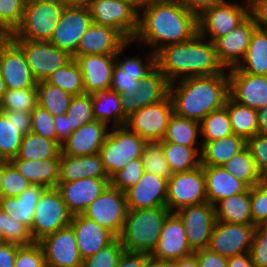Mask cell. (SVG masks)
Instances as JSON below:
<instances>
[{
  "label": "cell",
  "instance_id": "obj_19",
  "mask_svg": "<svg viewBox=\"0 0 267 267\" xmlns=\"http://www.w3.org/2000/svg\"><path fill=\"white\" fill-rule=\"evenodd\" d=\"M229 95L241 105L258 110L267 106V75H255L238 70L227 69Z\"/></svg>",
  "mask_w": 267,
  "mask_h": 267
},
{
  "label": "cell",
  "instance_id": "obj_74",
  "mask_svg": "<svg viewBox=\"0 0 267 267\" xmlns=\"http://www.w3.org/2000/svg\"><path fill=\"white\" fill-rule=\"evenodd\" d=\"M9 36L0 28V44H2Z\"/></svg>",
  "mask_w": 267,
  "mask_h": 267
},
{
  "label": "cell",
  "instance_id": "obj_13",
  "mask_svg": "<svg viewBox=\"0 0 267 267\" xmlns=\"http://www.w3.org/2000/svg\"><path fill=\"white\" fill-rule=\"evenodd\" d=\"M173 113L172 102L168 95L165 99L132 113L127 118L125 126L147 142H160L165 136Z\"/></svg>",
  "mask_w": 267,
  "mask_h": 267
},
{
  "label": "cell",
  "instance_id": "obj_34",
  "mask_svg": "<svg viewBox=\"0 0 267 267\" xmlns=\"http://www.w3.org/2000/svg\"><path fill=\"white\" fill-rule=\"evenodd\" d=\"M201 142L202 166H222L247 146V140L234 133L218 140Z\"/></svg>",
  "mask_w": 267,
  "mask_h": 267
},
{
  "label": "cell",
  "instance_id": "obj_5",
  "mask_svg": "<svg viewBox=\"0 0 267 267\" xmlns=\"http://www.w3.org/2000/svg\"><path fill=\"white\" fill-rule=\"evenodd\" d=\"M65 7L57 0H26L21 24L9 38L49 41Z\"/></svg>",
  "mask_w": 267,
  "mask_h": 267
},
{
  "label": "cell",
  "instance_id": "obj_17",
  "mask_svg": "<svg viewBox=\"0 0 267 267\" xmlns=\"http://www.w3.org/2000/svg\"><path fill=\"white\" fill-rule=\"evenodd\" d=\"M182 220L188 244L195 252L208 248L210 237L216 222L214 205L205 202L186 206L175 212Z\"/></svg>",
  "mask_w": 267,
  "mask_h": 267
},
{
  "label": "cell",
  "instance_id": "obj_52",
  "mask_svg": "<svg viewBox=\"0 0 267 267\" xmlns=\"http://www.w3.org/2000/svg\"><path fill=\"white\" fill-rule=\"evenodd\" d=\"M124 251L119 238H115L110 244L97 251L94 255L84 259L82 267H116Z\"/></svg>",
  "mask_w": 267,
  "mask_h": 267
},
{
  "label": "cell",
  "instance_id": "obj_37",
  "mask_svg": "<svg viewBox=\"0 0 267 267\" xmlns=\"http://www.w3.org/2000/svg\"><path fill=\"white\" fill-rule=\"evenodd\" d=\"M249 74L267 75V30L256 28L244 58L236 66Z\"/></svg>",
  "mask_w": 267,
  "mask_h": 267
},
{
  "label": "cell",
  "instance_id": "obj_57",
  "mask_svg": "<svg viewBox=\"0 0 267 267\" xmlns=\"http://www.w3.org/2000/svg\"><path fill=\"white\" fill-rule=\"evenodd\" d=\"M14 267H46L44 251L39 242L19 246Z\"/></svg>",
  "mask_w": 267,
  "mask_h": 267
},
{
  "label": "cell",
  "instance_id": "obj_61",
  "mask_svg": "<svg viewBox=\"0 0 267 267\" xmlns=\"http://www.w3.org/2000/svg\"><path fill=\"white\" fill-rule=\"evenodd\" d=\"M258 28L267 30V0H246Z\"/></svg>",
  "mask_w": 267,
  "mask_h": 267
},
{
  "label": "cell",
  "instance_id": "obj_15",
  "mask_svg": "<svg viewBox=\"0 0 267 267\" xmlns=\"http://www.w3.org/2000/svg\"><path fill=\"white\" fill-rule=\"evenodd\" d=\"M91 24L92 18L88 6L65 7L49 42L73 58L82 35Z\"/></svg>",
  "mask_w": 267,
  "mask_h": 267
},
{
  "label": "cell",
  "instance_id": "obj_24",
  "mask_svg": "<svg viewBox=\"0 0 267 267\" xmlns=\"http://www.w3.org/2000/svg\"><path fill=\"white\" fill-rule=\"evenodd\" d=\"M168 179L143 173L136 185L125 193L128 209H152L166 206Z\"/></svg>",
  "mask_w": 267,
  "mask_h": 267
},
{
  "label": "cell",
  "instance_id": "obj_53",
  "mask_svg": "<svg viewBox=\"0 0 267 267\" xmlns=\"http://www.w3.org/2000/svg\"><path fill=\"white\" fill-rule=\"evenodd\" d=\"M30 185L10 161L4 160L1 196L18 197Z\"/></svg>",
  "mask_w": 267,
  "mask_h": 267
},
{
  "label": "cell",
  "instance_id": "obj_75",
  "mask_svg": "<svg viewBox=\"0 0 267 267\" xmlns=\"http://www.w3.org/2000/svg\"><path fill=\"white\" fill-rule=\"evenodd\" d=\"M133 2L138 8L141 7V5L146 1V0H128Z\"/></svg>",
  "mask_w": 267,
  "mask_h": 267
},
{
  "label": "cell",
  "instance_id": "obj_3",
  "mask_svg": "<svg viewBox=\"0 0 267 267\" xmlns=\"http://www.w3.org/2000/svg\"><path fill=\"white\" fill-rule=\"evenodd\" d=\"M229 96L227 70L211 76L188 77L169 85L174 114L199 123L212 111L225 106Z\"/></svg>",
  "mask_w": 267,
  "mask_h": 267
},
{
  "label": "cell",
  "instance_id": "obj_14",
  "mask_svg": "<svg viewBox=\"0 0 267 267\" xmlns=\"http://www.w3.org/2000/svg\"><path fill=\"white\" fill-rule=\"evenodd\" d=\"M133 41H128L115 55L116 65L113 69L111 90L119 94H130L137 92L140 88L139 80L149 73L155 66V54L151 51L147 53V58L137 54L121 60V55L128 49Z\"/></svg>",
  "mask_w": 267,
  "mask_h": 267
},
{
  "label": "cell",
  "instance_id": "obj_50",
  "mask_svg": "<svg viewBox=\"0 0 267 267\" xmlns=\"http://www.w3.org/2000/svg\"><path fill=\"white\" fill-rule=\"evenodd\" d=\"M145 172L169 179L172 175L159 142H147L141 155Z\"/></svg>",
  "mask_w": 267,
  "mask_h": 267
},
{
  "label": "cell",
  "instance_id": "obj_32",
  "mask_svg": "<svg viewBox=\"0 0 267 267\" xmlns=\"http://www.w3.org/2000/svg\"><path fill=\"white\" fill-rule=\"evenodd\" d=\"M10 162L32 185L57 188L59 184L60 158L26 160L14 157Z\"/></svg>",
  "mask_w": 267,
  "mask_h": 267
},
{
  "label": "cell",
  "instance_id": "obj_25",
  "mask_svg": "<svg viewBox=\"0 0 267 267\" xmlns=\"http://www.w3.org/2000/svg\"><path fill=\"white\" fill-rule=\"evenodd\" d=\"M110 185V179L84 178L59 182L57 189L73 215L83 214L87 207Z\"/></svg>",
  "mask_w": 267,
  "mask_h": 267
},
{
  "label": "cell",
  "instance_id": "obj_68",
  "mask_svg": "<svg viewBox=\"0 0 267 267\" xmlns=\"http://www.w3.org/2000/svg\"><path fill=\"white\" fill-rule=\"evenodd\" d=\"M167 267H198V262L196 256L193 254L186 258L168 262Z\"/></svg>",
  "mask_w": 267,
  "mask_h": 267
},
{
  "label": "cell",
  "instance_id": "obj_10",
  "mask_svg": "<svg viewBox=\"0 0 267 267\" xmlns=\"http://www.w3.org/2000/svg\"><path fill=\"white\" fill-rule=\"evenodd\" d=\"M24 53L36 82L46 81L58 68L67 64L72 56L49 41L11 39Z\"/></svg>",
  "mask_w": 267,
  "mask_h": 267
},
{
  "label": "cell",
  "instance_id": "obj_18",
  "mask_svg": "<svg viewBox=\"0 0 267 267\" xmlns=\"http://www.w3.org/2000/svg\"><path fill=\"white\" fill-rule=\"evenodd\" d=\"M193 254L182 220L175 212H171L164 221L160 238L150 257L168 263Z\"/></svg>",
  "mask_w": 267,
  "mask_h": 267
},
{
  "label": "cell",
  "instance_id": "obj_48",
  "mask_svg": "<svg viewBox=\"0 0 267 267\" xmlns=\"http://www.w3.org/2000/svg\"><path fill=\"white\" fill-rule=\"evenodd\" d=\"M65 114L72 131H76L79 127L95 120L92 94L83 93L74 96Z\"/></svg>",
  "mask_w": 267,
  "mask_h": 267
},
{
  "label": "cell",
  "instance_id": "obj_43",
  "mask_svg": "<svg viewBox=\"0 0 267 267\" xmlns=\"http://www.w3.org/2000/svg\"><path fill=\"white\" fill-rule=\"evenodd\" d=\"M36 88L38 105L46 109L53 117L66 113L73 95L46 81L37 82Z\"/></svg>",
  "mask_w": 267,
  "mask_h": 267
},
{
  "label": "cell",
  "instance_id": "obj_40",
  "mask_svg": "<svg viewBox=\"0 0 267 267\" xmlns=\"http://www.w3.org/2000/svg\"><path fill=\"white\" fill-rule=\"evenodd\" d=\"M201 136L200 123L191 119L180 117L173 113L171 116L165 136L160 142H172L184 146H196ZM198 142V143H197Z\"/></svg>",
  "mask_w": 267,
  "mask_h": 267
},
{
  "label": "cell",
  "instance_id": "obj_42",
  "mask_svg": "<svg viewBox=\"0 0 267 267\" xmlns=\"http://www.w3.org/2000/svg\"><path fill=\"white\" fill-rule=\"evenodd\" d=\"M23 134L15 124V111L0 110V157L10 161L16 157Z\"/></svg>",
  "mask_w": 267,
  "mask_h": 267
},
{
  "label": "cell",
  "instance_id": "obj_23",
  "mask_svg": "<svg viewBox=\"0 0 267 267\" xmlns=\"http://www.w3.org/2000/svg\"><path fill=\"white\" fill-rule=\"evenodd\" d=\"M256 28V22L249 15L235 29L213 42L217 57L226 69L236 67L244 58Z\"/></svg>",
  "mask_w": 267,
  "mask_h": 267
},
{
  "label": "cell",
  "instance_id": "obj_63",
  "mask_svg": "<svg viewBox=\"0 0 267 267\" xmlns=\"http://www.w3.org/2000/svg\"><path fill=\"white\" fill-rule=\"evenodd\" d=\"M18 245L0 242V267H14Z\"/></svg>",
  "mask_w": 267,
  "mask_h": 267
},
{
  "label": "cell",
  "instance_id": "obj_67",
  "mask_svg": "<svg viewBox=\"0 0 267 267\" xmlns=\"http://www.w3.org/2000/svg\"><path fill=\"white\" fill-rule=\"evenodd\" d=\"M228 267H255L249 253L228 257Z\"/></svg>",
  "mask_w": 267,
  "mask_h": 267
},
{
  "label": "cell",
  "instance_id": "obj_65",
  "mask_svg": "<svg viewBox=\"0 0 267 267\" xmlns=\"http://www.w3.org/2000/svg\"><path fill=\"white\" fill-rule=\"evenodd\" d=\"M181 5L199 16L205 9L222 3L224 0H177Z\"/></svg>",
  "mask_w": 267,
  "mask_h": 267
},
{
  "label": "cell",
  "instance_id": "obj_7",
  "mask_svg": "<svg viewBox=\"0 0 267 267\" xmlns=\"http://www.w3.org/2000/svg\"><path fill=\"white\" fill-rule=\"evenodd\" d=\"M73 214L69 211L57 188H47L36 205L30 229L34 242L59 229L70 226Z\"/></svg>",
  "mask_w": 267,
  "mask_h": 267
},
{
  "label": "cell",
  "instance_id": "obj_60",
  "mask_svg": "<svg viewBox=\"0 0 267 267\" xmlns=\"http://www.w3.org/2000/svg\"><path fill=\"white\" fill-rule=\"evenodd\" d=\"M194 255L197 258L198 267H228V258L209 248L197 250Z\"/></svg>",
  "mask_w": 267,
  "mask_h": 267
},
{
  "label": "cell",
  "instance_id": "obj_31",
  "mask_svg": "<svg viewBox=\"0 0 267 267\" xmlns=\"http://www.w3.org/2000/svg\"><path fill=\"white\" fill-rule=\"evenodd\" d=\"M205 175L207 201L215 205L221 199L246 192L249 187L223 166H202Z\"/></svg>",
  "mask_w": 267,
  "mask_h": 267
},
{
  "label": "cell",
  "instance_id": "obj_45",
  "mask_svg": "<svg viewBox=\"0 0 267 267\" xmlns=\"http://www.w3.org/2000/svg\"><path fill=\"white\" fill-rule=\"evenodd\" d=\"M46 82L60 87L73 96L85 93L83 75L78 62L74 58L53 72Z\"/></svg>",
  "mask_w": 267,
  "mask_h": 267
},
{
  "label": "cell",
  "instance_id": "obj_64",
  "mask_svg": "<svg viewBox=\"0 0 267 267\" xmlns=\"http://www.w3.org/2000/svg\"><path fill=\"white\" fill-rule=\"evenodd\" d=\"M54 125L57 134V143L61 146L73 132L69 127L66 114L54 116Z\"/></svg>",
  "mask_w": 267,
  "mask_h": 267
},
{
  "label": "cell",
  "instance_id": "obj_41",
  "mask_svg": "<svg viewBox=\"0 0 267 267\" xmlns=\"http://www.w3.org/2000/svg\"><path fill=\"white\" fill-rule=\"evenodd\" d=\"M60 152L61 146L56 141L29 132L23 136L16 158L26 160L60 158Z\"/></svg>",
  "mask_w": 267,
  "mask_h": 267
},
{
  "label": "cell",
  "instance_id": "obj_36",
  "mask_svg": "<svg viewBox=\"0 0 267 267\" xmlns=\"http://www.w3.org/2000/svg\"><path fill=\"white\" fill-rule=\"evenodd\" d=\"M250 188L241 194L218 201L215 207L216 221L252 224Z\"/></svg>",
  "mask_w": 267,
  "mask_h": 267
},
{
  "label": "cell",
  "instance_id": "obj_20",
  "mask_svg": "<svg viewBox=\"0 0 267 267\" xmlns=\"http://www.w3.org/2000/svg\"><path fill=\"white\" fill-rule=\"evenodd\" d=\"M46 267H82L74 231L71 226L59 229L39 241Z\"/></svg>",
  "mask_w": 267,
  "mask_h": 267
},
{
  "label": "cell",
  "instance_id": "obj_26",
  "mask_svg": "<svg viewBox=\"0 0 267 267\" xmlns=\"http://www.w3.org/2000/svg\"><path fill=\"white\" fill-rule=\"evenodd\" d=\"M128 40L115 28L93 23L82 35L74 59L82 55H116Z\"/></svg>",
  "mask_w": 267,
  "mask_h": 267
},
{
  "label": "cell",
  "instance_id": "obj_70",
  "mask_svg": "<svg viewBox=\"0 0 267 267\" xmlns=\"http://www.w3.org/2000/svg\"><path fill=\"white\" fill-rule=\"evenodd\" d=\"M66 7L70 6H88L89 0H57Z\"/></svg>",
  "mask_w": 267,
  "mask_h": 267
},
{
  "label": "cell",
  "instance_id": "obj_39",
  "mask_svg": "<svg viewBox=\"0 0 267 267\" xmlns=\"http://www.w3.org/2000/svg\"><path fill=\"white\" fill-rule=\"evenodd\" d=\"M233 133L246 140L258 133V113L254 108L241 105L230 96L225 103Z\"/></svg>",
  "mask_w": 267,
  "mask_h": 267
},
{
  "label": "cell",
  "instance_id": "obj_54",
  "mask_svg": "<svg viewBox=\"0 0 267 267\" xmlns=\"http://www.w3.org/2000/svg\"><path fill=\"white\" fill-rule=\"evenodd\" d=\"M252 224H267V180H263L250 188Z\"/></svg>",
  "mask_w": 267,
  "mask_h": 267
},
{
  "label": "cell",
  "instance_id": "obj_4",
  "mask_svg": "<svg viewBox=\"0 0 267 267\" xmlns=\"http://www.w3.org/2000/svg\"><path fill=\"white\" fill-rule=\"evenodd\" d=\"M171 212L167 206L152 209H128L125 224L118 237L126 252L151 254L162 226Z\"/></svg>",
  "mask_w": 267,
  "mask_h": 267
},
{
  "label": "cell",
  "instance_id": "obj_35",
  "mask_svg": "<svg viewBox=\"0 0 267 267\" xmlns=\"http://www.w3.org/2000/svg\"><path fill=\"white\" fill-rule=\"evenodd\" d=\"M92 100L95 120L103 122L111 128L125 126L128 117L121 107L119 93L110 88L98 90L92 94Z\"/></svg>",
  "mask_w": 267,
  "mask_h": 267
},
{
  "label": "cell",
  "instance_id": "obj_16",
  "mask_svg": "<svg viewBox=\"0 0 267 267\" xmlns=\"http://www.w3.org/2000/svg\"><path fill=\"white\" fill-rule=\"evenodd\" d=\"M254 224H238L216 221L208 248L225 257L249 253Z\"/></svg>",
  "mask_w": 267,
  "mask_h": 267
},
{
  "label": "cell",
  "instance_id": "obj_2",
  "mask_svg": "<svg viewBox=\"0 0 267 267\" xmlns=\"http://www.w3.org/2000/svg\"><path fill=\"white\" fill-rule=\"evenodd\" d=\"M156 67L169 83L196 76H211L227 69L219 61L215 45L197 33L191 40L167 45L155 53Z\"/></svg>",
  "mask_w": 267,
  "mask_h": 267
},
{
  "label": "cell",
  "instance_id": "obj_47",
  "mask_svg": "<svg viewBox=\"0 0 267 267\" xmlns=\"http://www.w3.org/2000/svg\"><path fill=\"white\" fill-rule=\"evenodd\" d=\"M0 241L18 246H27L34 242L30 229L11 218L0 209Z\"/></svg>",
  "mask_w": 267,
  "mask_h": 267
},
{
  "label": "cell",
  "instance_id": "obj_44",
  "mask_svg": "<svg viewBox=\"0 0 267 267\" xmlns=\"http://www.w3.org/2000/svg\"><path fill=\"white\" fill-rule=\"evenodd\" d=\"M222 166L249 188L263 181L256 162L247 146Z\"/></svg>",
  "mask_w": 267,
  "mask_h": 267
},
{
  "label": "cell",
  "instance_id": "obj_28",
  "mask_svg": "<svg viewBox=\"0 0 267 267\" xmlns=\"http://www.w3.org/2000/svg\"><path fill=\"white\" fill-rule=\"evenodd\" d=\"M78 62L83 79L85 93L94 94L98 90L111 88L115 55L90 54L79 56Z\"/></svg>",
  "mask_w": 267,
  "mask_h": 267
},
{
  "label": "cell",
  "instance_id": "obj_73",
  "mask_svg": "<svg viewBox=\"0 0 267 267\" xmlns=\"http://www.w3.org/2000/svg\"><path fill=\"white\" fill-rule=\"evenodd\" d=\"M3 169H4V160L0 162V197H1V187H2V179H3Z\"/></svg>",
  "mask_w": 267,
  "mask_h": 267
},
{
  "label": "cell",
  "instance_id": "obj_22",
  "mask_svg": "<svg viewBox=\"0 0 267 267\" xmlns=\"http://www.w3.org/2000/svg\"><path fill=\"white\" fill-rule=\"evenodd\" d=\"M0 74L7 89L36 88L24 53L9 37L0 45Z\"/></svg>",
  "mask_w": 267,
  "mask_h": 267
},
{
  "label": "cell",
  "instance_id": "obj_55",
  "mask_svg": "<svg viewBox=\"0 0 267 267\" xmlns=\"http://www.w3.org/2000/svg\"><path fill=\"white\" fill-rule=\"evenodd\" d=\"M143 173L144 168L141 158L129 161L122 170L116 172L110 178V185L125 192L130 187L136 185Z\"/></svg>",
  "mask_w": 267,
  "mask_h": 267
},
{
  "label": "cell",
  "instance_id": "obj_21",
  "mask_svg": "<svg viewBox=\"0 0 267 267\" xmlns=\"http://www.w3.org/2000/svg\"><path fill=\"white\" fill-rule=\"evenodd\" d=\"M169 81L155 66L139 80V89L130 94H119L124 114L129 117L137 110L165 99L169 95Z\"/></svg>",
  "mask_w": 267,
  "mask_h": 267
},
{
  "label": "cell",
  "instance_id": "obj_12",
  "mask_svg": "<svg viewBox=\"0 0 267 267\" xmlns=\"http://www.w3.org/2000/svg\"><path fill=\"white\" fill-rule=\"evenodd\" d=\"M127 212L125 193L109 185L99 197L91 202L82 215L97 222L118 238L125 224Z\"/></svg>",
  "mask_w": 267,
  "mask_h": 267
},
{
  "label": "cell",
  "instance_id": "obj_33",
  "mask_svg": "<svg viewBox=\"0 0 267 267\" xmlns=\"http://www.w3.org/2000/svg\"><path fill=\"white\" fill-rule=\"evenodd\" d=\"M46 189L45 186L31 184L18 197L1 196L0 209L31 229L36 205Z\"/></svg>",
  "mask_w": 267,
  "mask_h": 267
},
{
  "label": "cell",
  "instance_id": "obj_29",
  "mask_svg": "<svg viewBox=\"0 0 267 267\" xmlns=\"http://www.w3.org/2000/svg\"><path fill=\"white\" fill-rule=\"evenodd\" d=\"M70 226L74 231L82 260L91 257L116 238L110 231L82 214L73 215Z\"/></svg>",
  "mask_w": 267,
  "mask_h": 267
},
{
  "label": "cell",
  "instance_id": "obj_59",
  "mask_svg": "<svg viewBox=\"0 0 267 267\" xmlns=\"http://www.w3.org/2000/svg\"><path fill=\"white\" fill-rule=\"evenodd\" d=\"M255 267H267V227L256 226L249 252Z\"/></svg>",
  "mask_w": 267,
  "mask_h": 267
},
{
  "label": "cell",
  "instance_id": "obj_6",
  "mask_svg": "<svg viewBox=\"0 0 267 267\" xmlns=\"http://www.w3.org/2000/svg\"><path fill=\"white\" fill-rule=\"evenodd\" d=\"M147 141L126 126L110 127L99 151L105 171L111 178L129 161L141 158Z\"/></svg>",
  "mask_w": 267,
  "mask_h": 267
},
{
  "label": "cell",
  "instance_id": "obj_69",
  "mask_svg": "<svg viewBox=\"0 0 267 267\" xmlns=\"http://www.w3.org/2000/svg\"><path fill=\"white\" fill-rule=\"evenodd\" d=\"M258 113V133L267 135V106L257 110Z\"/></svg>",
  "mask_w": 267,
  "mask_h": 267
},
{
  "label": "cell",
  "instance_id": "obj_66",
  "mask_svg": "<svg viewBox=\"0 0 267 267\" xmlns=\"http://www.w3.org/2000/svg\"><path fill=\"white\" fill-rule=\"evenodd\" d=\"M15 124L23 135L31 132V113L15 111Z\"/></svg>",
  "mask_w": 267,
  "mask_h": 267
},
{
  "label": "cell",
  "instance_id": "obj_51",
  "mask_svg": "<svg viewBox=\"0 0 267 267\" xmlns=\"http://www.w3.org/2000/svg\"><path fill=\"white\" fill-rule=\"evenodd\" d=\"M26 0H0V28L9 36L19 27Z\"/></svg>",
  "mask_w": 267,
  "mask_h": 267
},
{
  "label": "cell",
  "instance_id": "obj_72",
  "mask_svg": "<svg viewBox=\"0 0 267 267\" xmlns=\"http://www.w3.org/2000/svg\"><path fill=\"white\" fill-rule=\"evenodd\" d=\"M7 88H6V85H5V82L4 80L2 79V75L0 74V103L3 99V96L6 92Z\"/></svg>",
  "mask_w": 267,
  "mask_h": 267
},
{
  "label": "cell",
  "instance_id": "obj_62",
  "mask_svg": "<svg viewBox=\"0 0 267 267\" xmlns=\"http://www.w3.org/2000/svg\"><path fill=\"white\" fill-rule=\"evenodd\" d=\"M150 254L126 252L120 256L116 267H145L146 262L150 259Z\"/></svg>",
  "mask_w": 267,
  "mask_h": 267
},
{
  "label": "cell",
  "instance_id": "obj_11",
  "mask_svg": "<svg viewBox=\"0 0 267 267\" xmlns=\"http://www.w3.org/2000/svg\"><path fill=\"white\" fill-rule=\"evenodd\" d=\"M208 202L205 175L202 165L168 179L166 206L170 212L192 205Z\"/></svg>",
  "mask_w": 267,
  "mask_h": 267
},
{
  "label": "cell",
  "instance_id": "obj_46",
  "mask_svg": "<svg viewBox=\"0 0 267 267\" xmlns=\"http://www.w3.org/2000/svg\"><path fill=\"white\" fill-rule=\"evenodd\" d=\"M200 131L203 139L200 141H214L233 134L226 107L212 111L201 120Z\"/></svg>",
  "mask_w": 267,
  "mask_h": 267
},
{
  "label": "cell",
  "instance_id": "obj_30",
  "mask_svg": "<svg viewBox=\"0 0 267 267\" xmlns=\"http://www.w3.org/2000/svg\"><path fill=\"white\" fill-rule=\"evenodd\" d=\"M84 178L110 179L100 154L69 156L60 152L59 182Z\"/></svg>",
  "mask_w": 267,
  "mask_h": 267
},
{
  "label": "cell",
  "instance_id": "obj_8",
  "mask_svg": "<svg viewBox=\"0 0 267 267\" xmlns=\"http://www.w3.org/2000/svg\"><path fill=\"white\" fill-rule=\"evenodd\" d=\"M92 22L118 30L132 41L139 28V8L128 0H89Z\"/></svg>",
  "mask_w": 267,
  "mask_h": 267
},
{
  "label": "cell",
  "instance_id": "obj_1",
  "mask_svg": "<svg viewBox=\"0 0 267 267\" xmlns=\"http://www.w3.org/2000/svg\"><path fill=\"white\" fill-rule=\"evenodd\" d=\"M198 33V16L177 0H146L139 8V28L132 40L154 54L164 46L184 43ZM141 45V46H139Z\"/></svg>",
  "mask_w": 267,
  "mask_h": 267
},
{
  "label": "cell",
  "instance_id": "obj_38",
  "mask_svg": "<svg viewBox=\"0 0 267 267\" xmlns=\"http://www.w3.org/2000/svg\"><path fill=\"white\" fill-rule=\"evenodd\" d=\"M172 174L193 170L201 165L202 146H184L159 142Z\"/></svg>",
  "mask_w": 267,
  "mask_h": 267
},
{
  "label": "cell",
  "instance_id": "obj_58",
  "mask_svg": "<svg viewBox=\"0 0 267 267\" xmlns=\"http://www.w3.org/2000/svg\"><path fill=\"white\" fill-rule=\"evenodd\" d=\"M247 147L263 180H267V135L257 133L247 139Z\"/></svg>",
  "mask_w": 267,
  "mask_h": 267
},
{
  "label": "cell",
  "instance_id": "obj_27",
  "mask_svg": "<svg viewBox=\"0 0 267 267\" xmlns=\"http://www.w3.org/2000/svg\"><path fill=\"white\" fill-rule=\"evenodd\" d=\"M110 127L93 120L73 131L61 145V152L69 156L94 155L99 153Z\"/></svg>",
  "mask_w": 267,
  "mask_h": 267
},
{
  "label": "cell",
  "instance_id": "obj_71",
  "mask_svg": "<svg viewBox=\"0 0 267 267\" xmlns=\"http://www.w3.org/2000/svg\"><path fill=\"white\" fill-rule=\"evenodd\" d=\"M145 267H167V262L155 260L153 258H150L146 264Z\"/></svg>",
  "mask_w": 267,
  "mask_h": 267
},
{
  "label": "cell",
  "instance_id": "obj_9",
  "mask_svg": "<svg viewBox=\"0 0 267 267\" xmlns=\"http://www.w3.org/2000/svg\"><path fill=\"white\" fill-rule=\"evenodd\" d=\"M244 1L238 4L224 0L205 9L198 16V33L212 42L227 35L250 15V7Z\"/></svg>",
  "mask_w": 267,
  "mask_h": 267
},
{
  "label": "cell",
  "instance_id": "obj_56",
  "mask_svg": "<svg viewBox=\"0 0 267 267\" xmlns=\"http://www.w3.org/2000/svg\"><path fill=\"white\" fill-rule=\"evenodd\" d=\"M31 132L57 142L54 117L38 104L31 112Z\"/></svg>",
  "mask_w": 267,
  "mask_h": 267
},
{
  "label": "cell",
  "instance_id": "obj_49",
  "mask_svg": "<svg viewBox=\"0 0 267 267\" xmlns=\"http://www.w3.org/2000/svg\"><path fill=\"white\" fill-rule=\"evenodd\" d=\"M37 105V88L7 89L0 110L32 112Z\"/></svg>",
  "mask_w": 267,
  "mask_h": 267
}]
</instances>
